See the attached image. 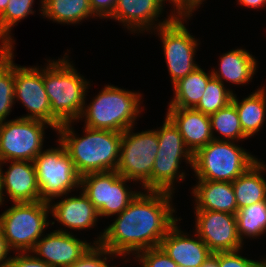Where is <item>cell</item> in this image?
<instances>
[{
	"label": "cell",
	"mask_w": 266,
	"mask_h": 267,
	"mask_svg": "<svg viewBox=\"0 0 266 267\" xmlns=\"http://www.w3.org/2000/svg\"><path fill=\"white\" fill-rule=\"evenodd\" d=\"M173 195L166 191H140L93 243L122 259L145 249L160 247L168 230L182 220L174 215Z\"/></svg>",
	"instance_id": "6da1fadb"
},
{
	"label": "cell",
	"mask_w": 266,
	"mask_h": 267,
	"mask_svg": "<svg viewBox=\"0 0 266 267\" xmlns=\"http://www.w3.org/2000/svg\"><path fill=\"white\" fill-rule=\"evenodd\" d=\"M72 124L74 122L64 123L55 132L78 174L82 177L89 173L116 171L122 133L84 126V136L79 137Z\"/></svg>",
	"instance_id": "7a4b0ae2"
},
{
	"label": "cell",
	"mask_w": 266,
	"mask_h": 267,
	"mask_svg": "<svg viewBox=\"0 0 266 267\" xmlns=\"http://www.w3.org/2000/svg\"><path fill=\"white\" fill-rule=\"evenodd\" d=\"M43 83L50 102L51 125L77 122L82 115L90 81L70 61L68 52L58 60H47L43 67Z\"/></svg>",
	"instance_id": "3957f363"
},
{
	"label": "cell",
	"mask_w": 266,
	"mask_h": 267,
	"mask_svg": "<svg viewBox=\"0 0 266 267\" xmlns=\"http://www.w3.org/2000/svg\"><path fill=\"white\" fill-rule=\"evenodd\" d=\"M142 98L140 92L105 85L88 105L85 102L77 122L85 119V127L123 133L137 123L135 121L144 110L140 107Z\"/></svg>",
	"instance_id": "277c9868"
},
{
	"label": "cell",
	"mask_w": 266,
	"mask_h": 267,
	"mask_svg": "<svg viewBox=\"0 0 266 267\" xmlns=\"http://www.w3.org/2000/svg\"><path fill=\"white\" fill-rule=\"evenodd\" d=\"M234 141L212 140L193 155V171L198 180L233 182L257 159Z\"/></svg>",
	"instance_id": "5b68a950"
},
{
	"label": "cell",
	"mask_w": 266,
	"mask_h": 267,
	"mask_svg": "<svg viewBox=\"0 0 266 267\" xmlns=\"http://www.w3.org/2000/svg\"><path fill=\"white\" fill-rule=\"evenodd\" d=\"M49 202L13 203L0 214V227L9 248L15 252H30L44 235L49 221ZM15 251V252H14Z\"/></svg>",
	"instance_id": "8992f818"
},
{
	"label": "cell",
	"mask_w": 266,
	"mask_h": 267,
	"mask_svg": "<svg viewBox=\"0 0 266 267\" xmlns=\"http://www.w3.org/2000/svg\"><path fill=\"white\" fill-rule=\"evenodd\" d=\"M162 127L155 129L158 134L159 150L152 170V190L175 193V183L186 177L181 162L193 167V154L187 148L179 129L165 116ZM180 170V171H179ZM183 171V172H182Z\"/></svg>",
	"instance_id": "52a82bcc"
},
{
	"label": "cell",
	"mask_w": 266,
	"mask_h": 267,
	"mask_svg": "<svg viewBox=\"0 0 266 267\" xmlns=\"http://www.w3.org/2000/svg\"><path fill=\"white\" fill-rule=\"evenodd\" d=\"M133 131L134 126L122 133L116 171L130 182L139 183L142 191L152 190V170L159 150L158 134L154 129Z\"/></svg>",
	"instance_id": "ba28073f"
},
{
	"label": "cell",
	"mask_w": 266,
	"mask_h": 267,
	"mask_svg": "<svg viewBox=\"0 0 266 267\" xmlns=\"http://www.w3.org/2000/svg\"><path fill=\"white\" fill-rule=\"evenodd\" d=\"M57 147L44 149L34 160L40 201L50 202L80 188L81 176L65 147L56 141Z\"/></svg>",
	"instance_id": "9c48e42d"
},
{
	"label": "cell",
	"mask_w": 266,
	"mask_h": 267,
	"mask_svg": "<svg viewBox=\"0 0 266 267\" xmlns=\"http://www.w3.org/2000/svg\"><path fill=\"white\" fill-rule=\"evenodd\" d=\"M190 18L192 17L176 16L169 23L151 32L157 34L161 40L165 62L173 85L200 66L195 62L200 42L190 34L184 25Z\"/></svg>",
	"instance_id": "30bf717a"
},
{
	"label": "cell",
	"mask_w": 266,
	"mask_h": 267,
	"mask_svg": "<svg viewBox=\"0 0 266 267\" xmlns=\"http://www.w3.org/2000/svg\"><path fill=\"white\" fill-rule=\"evenodd\" d=\"M48 127L56 131L45 121L20 116L1 122L0 162L10 160L33 162L44 150V134Z\"/></svg>",
	"instance_id": "8fae6325"
},
{
	"label": "cell",
	"mask_w": 266,
	"mask_h": 267,
	"mask_svg": "<svg viewBox=\"0 0 266 267\" xmlns=\"http://www.w3.org/2000/svg\"><path fill=\"white\" fill-rule=\"evenodd\" d=\"M130 180L117 171L89 173L80 181L81 190L94 205L100 217L120 214L140 191L131 190Z\"/></svg>",
	"instance_id": "7c38bea8"
},
{
	"label": "cell",
	"mask_w": 266,
	"mask_h": 267,
	"mask_svg": "<svg viewBox=\"0 0 266 267\" xmlns=\"http://www.w3.org/2000/svg\"><path fill=\"white\" fill-rule=\"evenodd\" d=\"M196 233L212 253L242 250L236 215L226 212L195 210Z\"/></svg>",
	"instance_id": "4fadbf2b"
},
{
	"label": "cell",
	"mask_w": 266,
	"mask_h": 267,
	"mask_svg": "<svg viewBox=\"0 0 266 267\" xmlns=\"http://www.w3.org/2000/svg\"><path fill=\"white\" fill-rule=\"evenodd\" d=\"M14 100L20 101L26 110L21 118L37 119L51 125V109L43 83V68L15 64Z\"/></svg>",
	"instance_id": "5bb4252c"
},
{
	"label": "cell",
	"mask_w": 266,
	"mask_h": 267,
	"mask_svg": "<svg viewBox=\"0 0 266 267\" xmlns=\"http://www.w3.org/2000/svg\"><path fill=\"white\" fill-rule=\"evenodd\" d=\"M164 8V0H117L109 20L118 21L132 34L150 33L176 17L171 10L167 18L160 21L158 18L165 11Z\"/></svg>",
	"instance_id": "9a60e30c"
},
{
	"label": "cell",
	"mask_w": 266,
	"mask_h": 267,
	"mask_svg": "<svg viewBox=\"0 0 266 267\" xmlns=\"http://www.w3.org/2000/svg\"><path fill=\"white\" fill-rule=\"evenodd\" d=\"M72 234L57 230L44 234L30 252L52 267H69L94 245Z\"/></svg>",
	"instance_id": "2e32d148"
},
{
	"label": "cell",
	"mask_w": 266,
	"mask_h": 267,
	"mask_svg": "<svg viewBox=\"0 0 266 267\" xmlns=\"http://www.w3.org/2000/svg\"><path fill=\"white\" fill-rule=\"evenodd\" d=\"M79 193V196L73 195L71 197L68 193L63 195L64 197L60 196L49 202L51 217L61 226H64L57 231L68 233L69 229L74 231L88 230L97 225L96 222L99 220L97 209L82 191ZM60 198L61 200L58 202L54 201Z\"/></svg>",
	"instance_id": "e0dca14e"
},
{
	"label": "cell",
	"mask_w": 266,
	"mask_h": 267,
	"mask_svg": "<svg viewBox=\"0 0 266 267\" xmlns=\"http://www.w3.org/2000/svg\"><path fill=\"white\" fill-rule=\"evenodd\" d=\"M9 163L7 170L2 166ZM1 191L13 203L40 201V189L32 161L10 160L1 162ZM5 192V193H4Z\"/></svg>",
	"instance_id": "ac0fdd59"
},
{
	"label": "cell",
	"mask_w": 266,
	"mask_h": 267,
	"mask_svg": "<svg viewBox=\"0 0 266 267\" xmlns=\"http://www.w3.org/2000/svg\"><path fill=\"white\" fill-rule=\"evenodd\" d=\"M178 224L168 230L160 247L179 267H200L213 253L196 233L191 236Z\"/></svg>",
	"instance_id": "d6986e66"
},
{
	"label": "cell",
	"mask_w": 266,
	"mask_h": 267,
	"mask_svg": "<svg viewBox=\"0 0 266 267\" xmlns=\"http://www.w3.org/2000/svg\"><path fill=\"white\" fill-rule=\"evenodd\" d=\"M165 115L179 129L193 155L213 140L209 115L194 108H167Z\"/></svg>",
	"instance_id": "ffe728a7"
},
{
	"label": "cell",
	"mask_w": 266,
	"mask_h": 267,
	"mask_svg": "<svg viewBox=\"0 0 266 267\" xmlns=\"http://www.w3.org/2000/svg\"><path fill=\"white\" fill-rule=\"evenodd\" d=\"M195 185L191 188L195 210L219 211L236 215L238 208L232 182L198 180Z\"/></svg>",
	"instance_id": "44dd1931"
},
{
	"label": "cell",
	"mask_w": 266,
	"mask_h": 267,
	"mask_svg": "<svg viewBox=\"0 0 266 267\" xmlns=\"http://www.w3.org/2000/svg\"><path fill=\"white\" fill-rule=\"evenodd\" d=\"M218 69H211L212 76L221 81L232 83V85H246L252 82L253 76L258 70V61L255 56L246 49L237 48L223 53L219 58Z\"/></svg>",
	"instance_id": "7402d4cb"
},
{
	"label": "cell",
	"mask_w": 266,
	"mask_h": 267,
	"mask_svg": "<svg viewBox=\"0 0 266 267\" xmlns=\"http://www.w3.org/2000/svg\"><path fill=\"white\" fill-rule=\"evenodd\" d=\"M259 159L246 172L232 182L237 208L250 206L266 200V164Z\"/></svg>",
	"instance_id": "603a6c76"
},
{
	"label": "cell",
	"mask_w": 266,
	"mask_h": 267,
	"mask_svg": "<svg viewBox=\"0 0 266 267\" xmlns=\"http://www.w3.org/2000/svg\"><path fill=\"white\" fill-rule=\"evenodd\" d=\"M251 93L242 100L233 93L231 100L238 111L243 133L248 138L258 134L266 118V88L260 87Z\"/></svg>",
	"instance_id": "cb8c5ba5"
},
{
	"label": "cell",
	"mask_w": 266,
	"mask_h": 267,
	"mask_svg": "<svg viewBox=\"0 0 266 267\" xmlns=\"http://www.w3.org/2000/svg\"><path fill=\"white\" fill-rule=\"evenodd\" d=\"M40 15L59 24H81L95 18L89 0H40Z\"/></svg>",
	"instance_id": "d4e9b609"
},
{
	"label": "cell",
	"mask_w": 266,
	"mask_h": 267,
	"mask_svg": "<svg viewBox=\"0 0 266 267\" xmlns=\"http://www.w3.org/2000/svg\"><path fill=\"white\" fill-rule=\"evenodd\" d=\"M212 72H205L198 66L192 73L176 82L173 87V98L168 108H194L202 98Z\"/></svg>",
	"instance_id": "484cf974"
},
{
	"label": "cell",
	"mask_w": 266,
	"mask_h": 267,
	"mask_svg": "<svg viewBox=\"0 0 266 267\" xmlns=\"http://www.w3.org/2000/svg\"><path fill=\"white\" fill-rule=\"evenodd\" d=\"M14 49L0 48V123L7 120L15 104Z\"/></svg>",
	"instance_id": "4316f807"
},
{
	"label": "cell",
	"mask_w": 266,
	"mask_h": 267,
	"mask_svg": "<svg viewBox=\"0 0 266 267\" xmlns=\"http://www.w3.org/2000/svg\"><path fill=\"white\" fill-rule=\"evenodd\" d=\"M209 117L213 140L239 142L244 141L242 139H248L243 133L238 111L232 102L217 112L210 114ZM215 133L221 134V138L216 136Z\"/></svg>",
	"instance_id": "83f0119b"
},
{
	"label": "cell",
	"mask_w": 266,
	"mask_h": 267,
	"mask_svg": "<svg viewBox=\"0 0 266 267\" xmlns=\"http://www.w3.org/2000/svg\"><path fill=\"white\" fill-rule=\"evenodd\" d=\"M35 0H9L4 13L0 16V48H13L15 40L12 38V28L36 12L33 10Z\"/></svg>",
	"instance_id": "f1b7e54d"
},
{
	"label": "cell",
	"mask_w": 266,
	"mask_h": 267,
	"mask_svg": "<svg viewBox=\"0 0 266 267\" xmlns=\"http://www.w3.org/2000/svg\"><path fill=\"white\" fill-rule=\"evenodd\" d=\"M238 235L256 239L266 232V200L241 208L236 213Z\"/></svg>",
	"instance_id": "f546056e"
},
{
	"label": "cell",
	"mask_w": 266,
	"mask_h": 267,
	"mask_svg": "<svg viewBox=\"0 0 266 267\" xmlns=\"http://www.w3.org/2000/svg\"><path fill=\"white\" fill-rule=\"evenodd\" d=\"M233 96V90L227 88L221 81L212 77L205 88V92L194 109L210 115L227 106Z\"/></svg>",
	"instance_id": "4dcf8cb0"
},
{
	"label": "cell",
	"mask_w": 266,
	"mask_h": 267,
	"mask_svg": "<svg viewBox=\"0 0 266 267\" xmlns=\"http://www.w3.org/2000/svg\"><path fill=\"white\" fill-rule=\"evenodd\" d=\"M121 257L109 250L103 248L99 244H94L78 261L74 262L69 267H116L113 264L110 266L109 259Z\"/></svg>",
	"instance_id": "1f68e13d"
},
{
	"label": "cell",
	"mask_w": 266,
	"mask_h": 267,
	"mask_svg": "<svg viewBox=\"0 0 266 267\" xmlns=\"http://www.w3.org/2000/svg\"><path fill=\"white\" fill-rule=\"evenodd\" d=\"M133 257L141 267H179L161 247L142 250Z\"/></svg>",
	"instance_id": "d6a6232c"
},
{
	"label": "cell",
	"mask_w": 266,
	"mask_h": 267,
	"mask_svg": "<svg viewBox=\"0 0 266 267\" xmlns=\"http://www.w3.org/2000/svg\"><path fill=\"white\" fill-rule=\"evenodd\" d=\"M240 251L217 252L213 255L218 260V267H263V260H252L241 256Z\"/></svg>",
	"instance_id": "836d02e7"
},
{
	"label": "cell",
	"mask_w": 266,
	"mask_h": 267,
	"mask_svg": "<svg viewBox=\"0 0 266 267\" xmlns=\"http://www.w3.org/2000/svg\"><path fill=\"white\" fill-rule=\"evenodd\" d=\"M7 267H52L36 258L31 252H16L11 256Z\"/></svg>",
	"instance_id": "e575fe53"
},
{
	"label": "cell",
	"mask_w": 266,
	"mask_h": 267,
	"mask_svg": "<svg viewBox=\"0 0 266 267\" xmlns=\"http://www.w3.org/2000/svg\"><path fill=\"white\" fill-rule=\"evenodd\" d=\"M96 18L108 19L113 15L117 0H89Z\"/></svg>",
	"instance_id": "d590c367"
},
{
	"label": "cell",
	"mask_w": 266,
	"mask_h": 267,
	"mask_svg": "<svg viewBox=\"0 0 266 267\" xmlns=\"http://www.w3.org/2000/svg\"><path fill=\"white\" fill-rule=\"evenodd\" d=\"M10 252H12V250L9 248L7 241L3 235V231L0 227V267H7V263L9 262L11 257V255L9 256Z\"/></svg>",
	"instance_id": "8d00e7d4"
},
{
	"label": "cell",
	"mask_w": 266,
	"mask_h": 267,
	"mask_svg": "<svg viewBox=\"0 0 266 267\" xmlns=\"http://www.w3.org/2000/svg\"><path fill=\"white\" fill-rule=\"evenodd\" d=\"M206 0H185V17H191Z\"/></svg>",
	"instance_id": "74e56055"
},
{
	"label": "cell",
	"mask_w": 266,
	"mask_h": 267,
	"mask_svg": "<svg viewBox=\"0 0 266 267\" xmlns=\"http://www.w3.org/2000/svg\"><path fill=\"white\" fill-rule=\"evenodd\" d=\"M237 4L249 9H264L266 7V0H237Z\"/></svg>",
	"instance_id": "f35d334b"
},
{
	"label": "cell",
	"mask_w": 266,
	"mask_h": 267,
	"mask_svg": "<svg viewBox=\"0 0 266 267\" xmlns=\"http://www.w3.org/2000/svg\"><path fill=\"white\" fill-rule=\"evenodd\" d=\"M165 2L169 1L171 3L173 12L176 16L185 17V0H164Z\"/></svg>",
	"instance_id": "ab89813d"
},
{
	"label": "cell",
	"mask_w": 266,
	"mask_h": 267,
	"mask_svg": "<svg viewBox=\"0 0 266 267\" xmlns=\"http://www.w3.org/2000/svg\"><path fill=\"white\" fill-rule=\"evenodd\" d=\"M200 267H218V260L214 255H211Z\"/></svg>",
	"instance_id": "60d3db41"
},
{
	"label": "cell",
	"mask_w": 266,
	"mask_h": 267,
	"mask_svg": "<svg viewBox=\"0 0 266 267\" xmlns=\"http://www.w3.org/2000/svg\"><path fill=\"white\" fill-rule=\"evenodd\" d=\"M9 0H0V16L4 13Z\"/></svg>",
	"instance_id": "b9f144b4"
},
{
	"label": "cell",
	"mask_w": 266,
	"mask_h": 267,
	"mask_svg": "<svg viewBox=\"0 0 266 267\" xmlns=\"http://www.w3.org/2000/svg\"><path fill=\"white\" fill-rule=\"evenodd\" d=\"M1 165L2 164L0 162V206H2L4 204L3 202L5 201L4 200L5 198H3L2 191H1Z\"/></svg>",
	"instance_id": "7bdbcfd3"
},
{
	"label": "cell",
	"mask_w": 266,
	"mask_h": 267,
	"mask_svg": "<svg viewBox=\"0 0 266 267\" xmlns=\"http://www.w3.org/2000/svg\"><path fill=\"white\" fill-rule=\"evenodd\" d=\"M263 267H266V257L263 258Z\"/></svg>",
	"instance_id": "ee69618b"
}]
</instances>
